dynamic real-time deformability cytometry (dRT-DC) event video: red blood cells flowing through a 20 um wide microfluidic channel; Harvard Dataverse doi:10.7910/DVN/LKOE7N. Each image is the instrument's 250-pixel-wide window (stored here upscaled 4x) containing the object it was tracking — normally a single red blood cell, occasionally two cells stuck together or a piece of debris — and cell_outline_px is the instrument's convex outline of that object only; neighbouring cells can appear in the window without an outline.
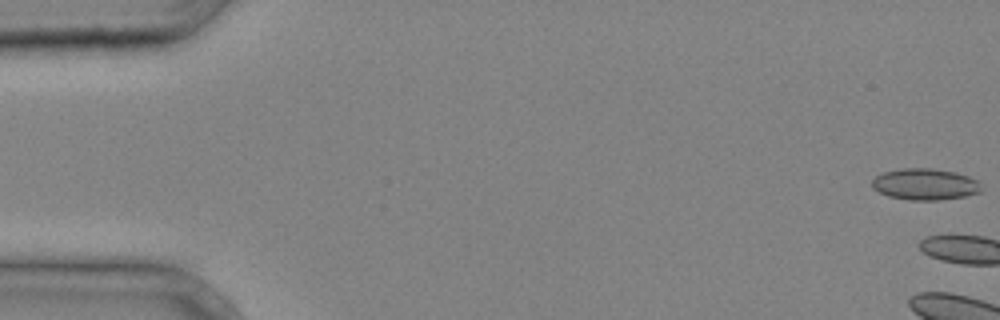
{"species": "common noctule bat (a hibernating species)", "species_latin": "Nyctalus noctula", "temperature_condition": "cold", "stored_images_in_passage": 5, "camera_frame_rate_fps": 3000, "um_per_image_px": 0.085, "animal": {"sex": "male", "body_mass_g": 20.4}, "frame": {"image": 1, "passage_image": 1, "time_ms": 0.0, "image_size_px": [1000, 320], "cell_outline_px": [[980, 192], [964, 196], [940, 200], [908, 200], [888, 196], [872, 188], [872, 180], [876, 176], [884, 172], [904, 168], [928, 168], [956, 172], [968, 176], [976, 180]], "centroid_in_image_um": [78.58, 15.66], "position_along_channel_um": 6.4, "area_um2": 19.77}}